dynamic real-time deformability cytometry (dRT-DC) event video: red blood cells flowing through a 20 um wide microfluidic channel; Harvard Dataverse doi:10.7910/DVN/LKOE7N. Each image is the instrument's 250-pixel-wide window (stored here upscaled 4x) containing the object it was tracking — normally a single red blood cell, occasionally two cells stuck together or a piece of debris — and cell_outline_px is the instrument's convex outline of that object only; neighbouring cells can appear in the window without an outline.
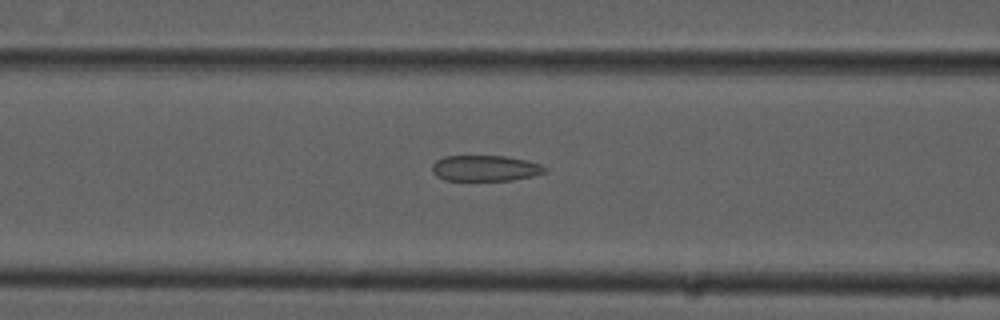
{"species": "common noctule bat (a hibernating species)", "species_latin": "Nyctalus noctula", "temperature_condition": "cold", "stored_images_in_passage": 38, "camera_frame_rate_fps": 3000, "um_per_image_px": 0.085, "animal": {"sex": "male", "forearm_length_mm": 52.5}, "frame": {"image": 1, "passage_image": 16, "time_ms": 5.0, "image_size_px": [1000, 320], "cell_outline_px": [[548, 172], [532, 176], [512, 180], [444, 180], [436, 176], [432, 172], [432, 164], [436, 160], [444, 156], [504, 156], [524, 160], [540, 164], [548, 168]], "centroid_in_image_um": [41.23, 14.3], "position_along_channel_um": 125.4, "area_um2": 16.99}}
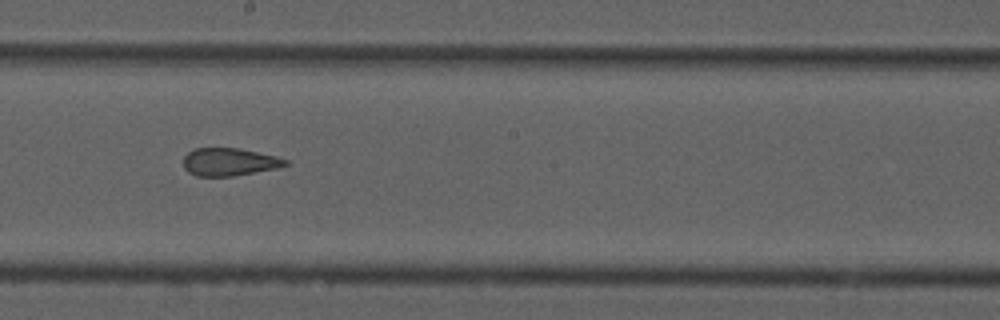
{"frame": {"image": 2, "passage_image": 24, "time_ms": 7.667, "image_size_px": [1000, 320], "cell_outline_px": [[288, 164], [276, 168], [232, 176], [196, 176], [188, 172], [184, 168], [184, 156], [188, 152], [196, 148], [240, 148], [276, 156], [288, 160]], "centroid_in_image_um": [19.47, 13.76], "position_along_channel_um": 228.7, "area_um2": 16.42}}
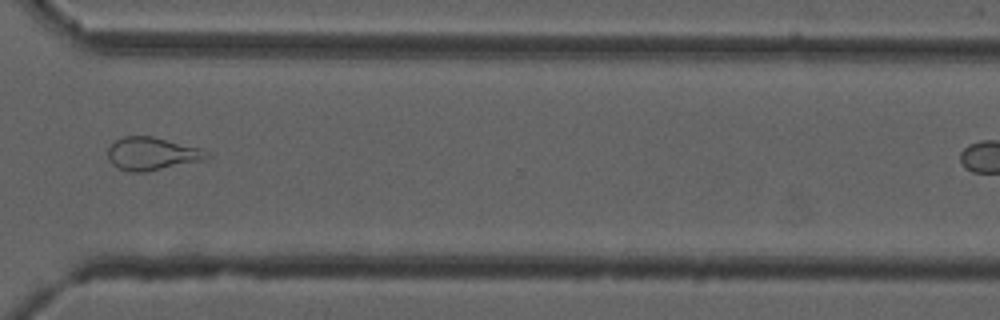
{"frame": {"image": 3, "passage_image": 34, "time_ms": 11.0, "image_size_px": [1000, 320], "cell_outline_px": [[212, 156], [204, 160], [144, 172], [128, 172], [112, 164], [108, 160], [108, 148], [116, 140], [124, 136], [152, 136], [200, 148], [208, 152]], "centroid_in_image_um": [12.92, 13.07], "position_along_channel_um": 357.7, "area_um2": 18.9}}